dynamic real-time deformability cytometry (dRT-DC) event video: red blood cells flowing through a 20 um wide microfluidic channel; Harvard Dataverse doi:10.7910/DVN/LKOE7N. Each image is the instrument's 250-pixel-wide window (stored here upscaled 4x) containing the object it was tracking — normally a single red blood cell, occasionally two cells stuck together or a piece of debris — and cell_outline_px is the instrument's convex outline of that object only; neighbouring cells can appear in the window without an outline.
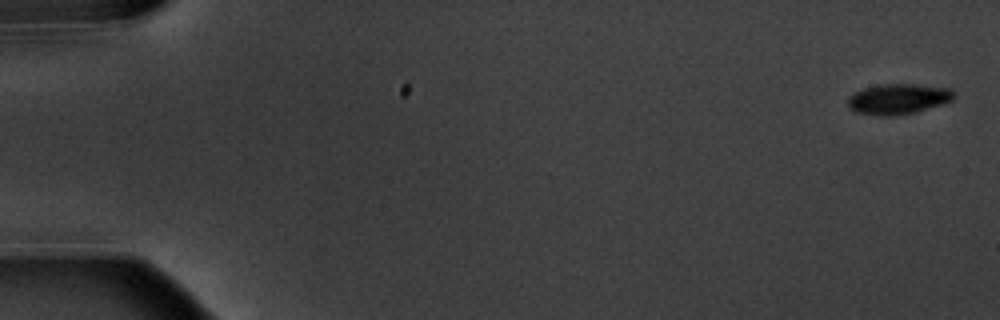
{"species": "common noctule bat (a hibernating species)", "species_latin": "Nyctalus noctula", "temperature_condition": "warm", "stored_images_in_passage": 8, "camera_frame_rate_fps": 3000, "um_per_image_px": 0.085, "animal": {"sex": "male", "body_mass_g": 20.1, "forearm_length_mm": 53.5}, "frame": {"image": 1, "passage_image": 1, "time_ms": 0.0, "image_size_px": [1000, 320], "cell_outline_px": [[952, 100], [944, 104], [916, 112], [896, 116], [880, 116], [856, 112], [848, 108], [848, 96], [852, 92], [864, 88], [880, 84], [916, 84], [952, 88]], "centroid_in_image_um": [76.31, 8.42], "position_along_channel_um": 8.7, "area_um2": 19.07}}
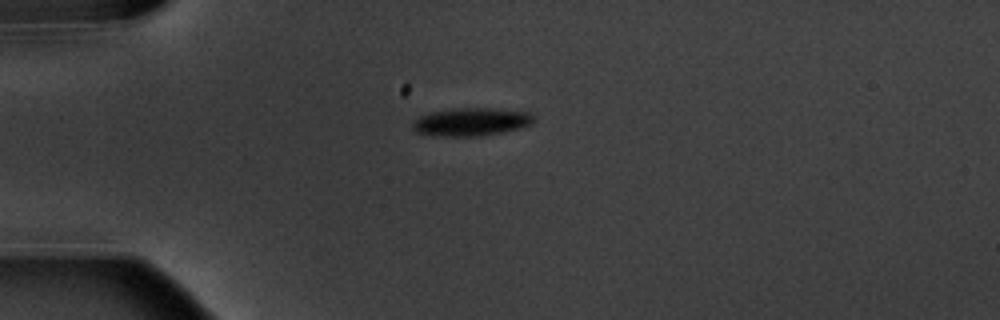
{"frame": {"image": 2, "passage_image": 5, "time_ms": 4.667, "image_size_px": [1000, 320], "cell_outline_px": [[536, 120], [532, 124], [520, 128], [480, 136], [440, 136], [416, 132], [412, 128], [412, 124], [420, 116], [432, 112], [456, 108], [488, 108], [532, 112], [536, 116]], "centroid_in_image_um": [40.12, 10.35], "position_along_channel_um": 44.9, "area_um2": 19.77}}